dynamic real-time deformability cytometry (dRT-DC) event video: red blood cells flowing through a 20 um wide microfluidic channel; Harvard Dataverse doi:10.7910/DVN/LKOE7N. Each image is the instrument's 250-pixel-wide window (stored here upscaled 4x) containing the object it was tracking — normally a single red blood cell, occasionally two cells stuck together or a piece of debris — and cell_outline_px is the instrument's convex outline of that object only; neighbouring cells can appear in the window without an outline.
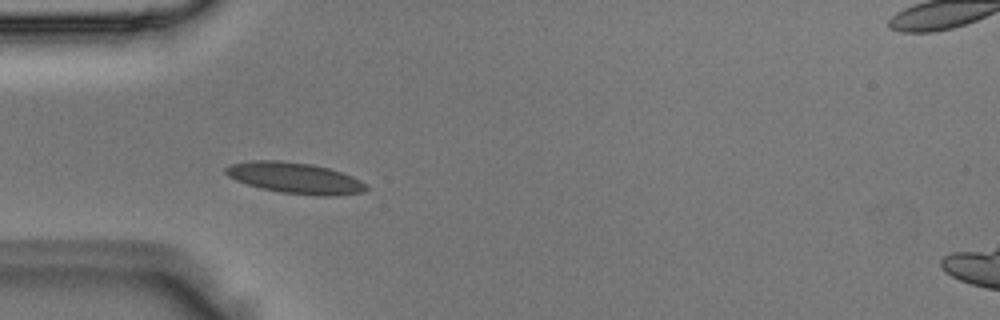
{"species": "Egyptian fruit bat (a non-hibernating species)", "species_latin": "Rousettus aegyptiacus", "temperature_condition": "room temperature", "stored_images_in_passage": 4, "camera_frame_rate_fps": 3000, "um_per_image_px": 0.085, "animal": {"sex": "male"}, "frame": {"image": 1, "passage_image": 4, "time_ms": 1.0, "image_size_px": [1000, 320], "cell_outline_px": [[368, 188], [364, 192], [336, 196], [316, 196], [280, 192], [260, 188], [236, 180], [228, 176], [224, 172], [224, 168], [232, 164], [252, 160], [280, 160], [312, 164], [328, 168], [352, 176], [368, 184]], "centroid_in_image_um": [25.1, 15.14], "position_along_channel_um": 59.9, "area_um2": 25.55}}